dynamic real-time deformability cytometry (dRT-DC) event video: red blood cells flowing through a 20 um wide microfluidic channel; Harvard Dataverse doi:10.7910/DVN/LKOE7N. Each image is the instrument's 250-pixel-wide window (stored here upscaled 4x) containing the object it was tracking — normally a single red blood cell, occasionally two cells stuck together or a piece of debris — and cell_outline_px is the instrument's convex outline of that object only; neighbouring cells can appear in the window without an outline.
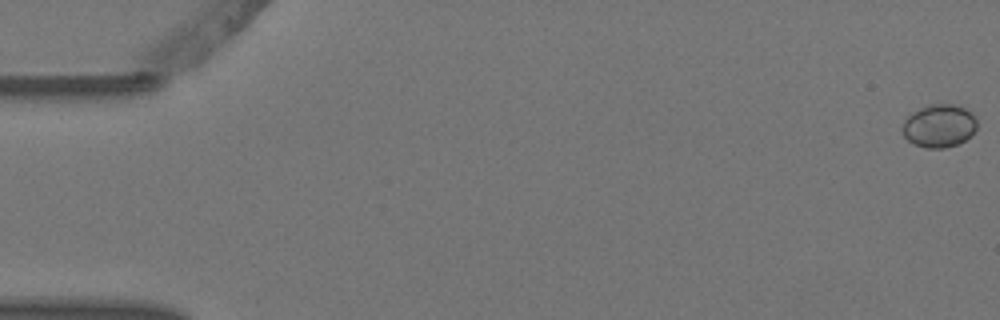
{"species": "Egyptian fruit bat (a non-hibernating species)", "species_latin": "Rousettus aegyptiacus", "temperature_condition": "warm", "stored_images_in_passage": 6, "camera_frame_rate_fps": 3000, "um_per_image_px": 0.085, "animal": {"sex": "female"}, "frame": {"image": 1, "passage_image": 1, "time_ms": 0.0, "image_size_px": [1000, 320], "cell_outline_px": [[976, 128], [964, 140], [956, 144], [944, 148], [928, 148], [912, 144], [904, 136], [904, 120], [912, 112], [920, 108], [932, 104], [952, 104], [964, 108], [972, 112], [976, 120]], "centroid_in_image_um": [79.82, 10.69], "position_along_channel_um": 5.2, "area_um2": 18.38}}
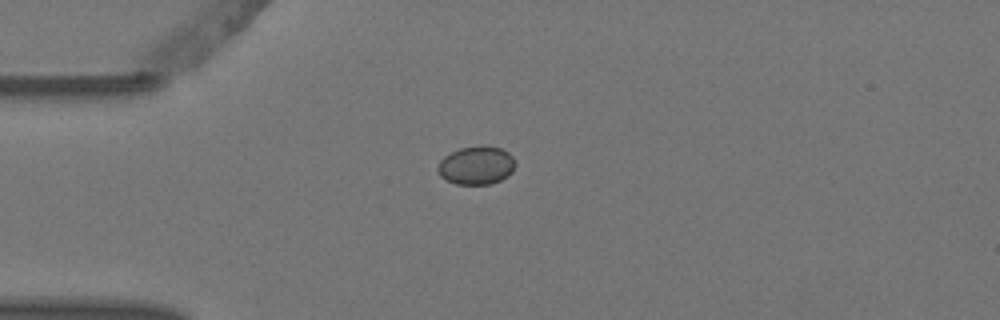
{"frame": {"image": 2, "passage_image": 5, "time_ms": 1.333, "image_size_px": [1000, 320], "cell_outline_px": [[516, 164], [512, 172], [508, 176], [500, 180], [488, 184], [456, 184], [440, 176], [436, 168], [440, 160], [444, 156], [460, 148], [484, 144], [500, 148], [508, 152], [512, 156]], "centroid_in_image_um": [40.49, 14.04], "position_along_channel_um": 44.5, "area_um2": 17.46}}
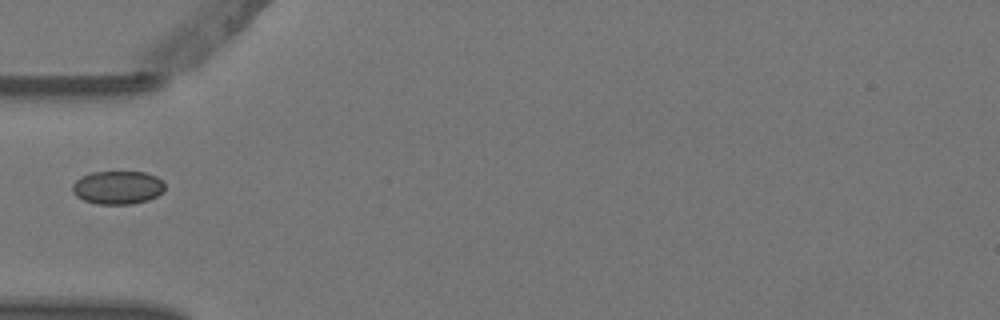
{"frame": {"image": 3, "passage_image": 6, "time_ms": 1.667, "image_size_px": [1000, 320], "cell_outline_px": [[164, 192], [148, 200], [132, 204], [96, 204], [84, 200], [76, 196], [72, 192], [72, 184], [80, 176], [92, 172], [144, 172], [156, 176], [164, 184]], "centroid_in_image_um": [9.98, 15.94], "position_along_channel_um": 75.0, "area_um2": 18.03}}